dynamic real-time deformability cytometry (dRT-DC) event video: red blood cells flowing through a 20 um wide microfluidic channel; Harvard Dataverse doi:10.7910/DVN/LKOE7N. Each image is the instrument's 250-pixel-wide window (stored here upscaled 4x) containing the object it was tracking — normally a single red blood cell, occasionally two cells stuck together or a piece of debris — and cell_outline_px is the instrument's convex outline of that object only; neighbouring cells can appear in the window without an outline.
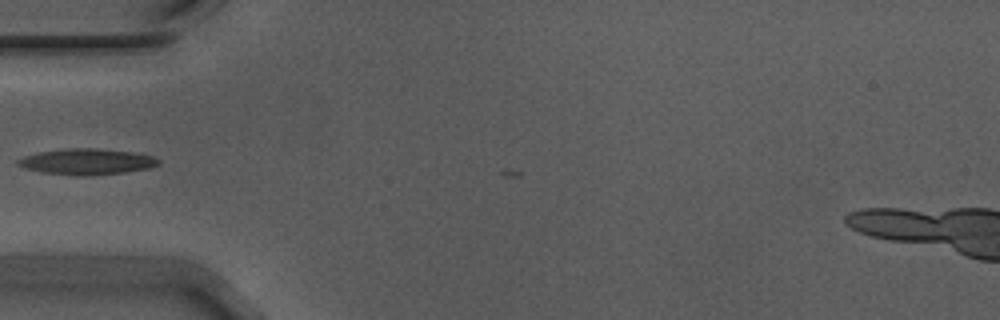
{"species": "Egyptian fruit bat (a non-hibernating species)", "species_latin": "Rousettus aegyptiacus", "temperature_condition": "warm", "stored_images_in_passage": 13, "camera_frame_rate_fps": 3000, "um_per_image_px": 0.085, "animal": {"sex": "male"}, "frame": {"image": 1, "passage_image": 1, "time_ms": 0.0, "image_size_px": [1000, 320], "cell_outline_px": [[160, 164], [152, 168], [124, 172], [88, 176], [80, 176], [44, 172], [24, 168], [16, 164], [16, 160], [24, 156], [40, 152], [68, 148], [92, 148], [128, 152], [152, 156], [160, 160]], "centroid_in_image_um": [7.38, 13.75], "position_along_channel_um": 77.6, "area_um2": 21.04}}
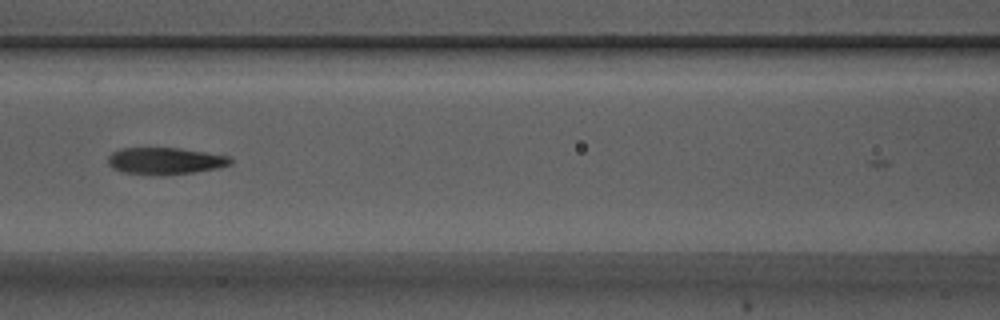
{"frame": {"image": 2, "passage_image": 7, "time_ms": 2.0, "image_size_px": [1000, 320], "cell_outline_px": [[232, 164], [220, 168], [196, 172], [164, 176], [152, 176], [120, 172], [112, 168], [108, 164], [108, 156], [112, 152], [120, 148], [180, 148], [228, 156], [232, 160]], "centroid_in_image_um": [14.01, 13.7], "position_along_channel_um": 152.6, "area_um2": 19.65}}
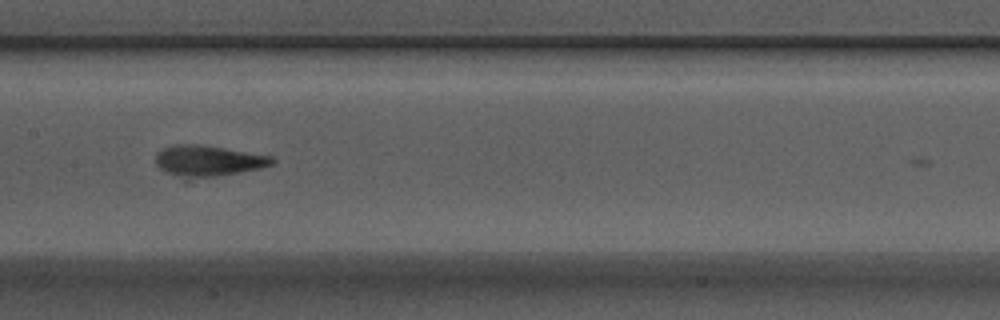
{"frame": {"image": 3, "passage_image": 10, "time_ms": 3.0, "image_size_px": [1000, 320], "cell_outline_px": [[276, 160], [272, 164], [260, 168], [216, 176], [192, 176], [164, 172], [156, 164], [156, 156], [164, 148], [176, 144], [200, 144], [272, 156]], "centroid_in_image_um": [17.73, 13.63], "position_along_channel_um": 189.7, "area_um2": 20.17}}